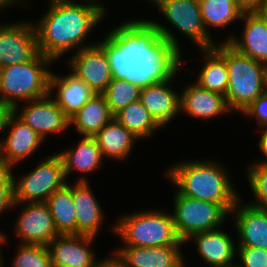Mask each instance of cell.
Returning a JSON list of instances; mask_svg holds the SVG:
<instances>
[{
	"label": "cell",
	"mask_w": 267,
	"mask_h": 267,
	"mask_svg": "<svg viewBox=\"0 0 267 267\" xmlns=\"http://www.w3.org/2000/svg\"><path fill=\"white\" fill-rule=\"evenodd\" d=\"M178 39L157 21L126 20L99 43L105 51L113 79L138 87L176 78L182 57Z\"/></svg>",
	"instance_id": "6da1fadb"
},
{
	"label": "cell",
	"mask_w": 267,
	"mask_h": 267,
	"mask_svg": "<svg viewBox=\"0 0 267 267\" xmlns=\"http://www.w3.org/2000/svg\"><path fill=\"white\" fill-rule=\"evenodd\" d=\"M104 18L99 9L87 3L49 5L45 15L34 24L39 52L56 62L72 49L79 51L94 45H87L86 37Z\"/></svg>",
	"instance_id": "7a4b0ae2"
},
{
	"label": "cell",
	"mask_w": 267,
	"mask_h": 267,
	"mask_svg": "<svg viewBox=\"0 0 267 267\" xmlns=\"http://www.w3.org/2000/svg\"><path fill=\"white\" fill-rule=\"evenodd\" d=\"M165 174L177 186L176 191L179 194L221 204L229 213L241 199L236 189L234 190L225 166L215 160H186L173 164Z\"/></svg>",
	"instance_id": "3957f363"
},
{
	"label": "cell",
	"mask_w": 267,
	"mask_h": 267,
	"mask_svg": "<svg viewBox=\"0 0 267 267\" xmlns=\"http://www.w3.org/2000/svg\"><path fill=\"white\" fill-rule=\"evenodd\" d=\"M110 230L124 246L158 247L183 245L175 229L172 214L163 210H145L122 216Z\"/></svg>",
	"instance_id": "277c9868"
},
{
	"label": "cell",
	"mask_w": 267,
	"mask_h": 267,
	"mask_svg": "<svg viewBox=\"0 0 267 267\" xmlns=\"http://www.w3.org/2000/svg\"><path fill=\"white\" fill-rule=\"evenodd\" d=\"M53 60L38 53L31 61L3 67L0 71V99L17 105L49 94L50 65Z\"/></svg>",
	"instance_id": "5b68a950"
},
{
	"label": "cell",
	"mask_w": 267,
	"mask_h": 267,
	"mask_svg": "<svg viewBox=\"0 0 267 267\" xmlns=\"http://www.w3.org/2000/svg\"><path fill=\"white\" fill-rule=\"evenodd\" d=\"M225 61L229 72L226 102L231 112L241 114L265 92V64L239 53L227 42Z\"/></svg>",
	"instance_id": "8992f818"
},
{
	"label": "cell",
	"mask_w": 267,
	"mask_h": 267,
	"mask_svg": "<svg viewBox=\"0 0 267 267\" xmlns=\"http://www.w3.org/2000/svg\"><path fill=\"white\" fill-rule=\"evenodd\" d=\"M173 200V222L179 238L185 244L195 233L220 229L230 215L221 204L186 197L177 191Z\"/></svg>",
	"instance_id": "52a82bcc"
},
{
	"label": "cell",
	"mask_w": 267,
	"mask_h": 267,
	"mask_svg": "<svg viewBox=\"0 0 267 267\" xmlns=\"http://www.w3.org/2000/svg\"><path fill=\"white\" fill-rule=\"evenodd\" d=\"M67 183L62 158L55 153L19 180L14 177V202H47L54 191Z\"/></svg>",
	"instance_id": "ba28073f"
},
{
	"label": "cell",
	"mask_w": 267,
	"mask_h": 267,
	"mask_svg": "<svg viewBox=\"0 0 267 267\" xmlns=\"http://www.w3.org/2000/svg\"><path fill=\"white\" fill-rule=\"evenodd\" d=\"M165 16L173 27L190 39L198 49H208L217 43L206 31L198 0H147Z\"/></svg>",
	"instance_id": "9c48e42d"
},
{
	"label": "cell",
	"mask_w": 267,
	"mask_h": 267,
	"mask_svg": "<svg viewBox=\"0 0 267 267\" xmlns=\"http://www.w3.org/2000/svg\"><path fill=\"white\" fill-rule=\"evenodd\" d=\"M38 53L34 23L21 21L0 25V65L2 68L29 62Z\"/></svg>",
	"instance_id": "30bf717a"
},
{
	"label": "cell",
	"mask_w": 267,
	"mask_h": 267,
	"mask_svg": "<svg viewBox=\"0 0 267 267\" xmlns=\"http://www.w3.org/2000/svg\"><path fill=\"white\" fill-rule=\"evenodd\" d=\"M21 204L24 207L13 228L20 244L47 246L59 235L49 205L46 202L14 203L13 207Z\"/></svg>",
	"instance_id": "8fae6325"
},
{
	"label": "cell",
	"mask_w": 267,
	"mask_h": 267,
	"mask_svg": "<svg viewBox=\"0 0 267 267\" xmlns=\"http://www.w3.org/2000/svg\"><path fill=\"white\" fill-rule=\"evenodd\" d=\"M67 61L71 72L96 94H102L112 81L107 55L98 43L75 51Z\"/></svg>",
	"instance_id": "7c38bea8"
},
{
	"label": "cell",
	"mask_w": 267,
	"mask_h": 267,
	"mask_svg": "<svg viewBox=\"0 0 267 267\" xmlns=\"http://www.w3.org/2000/svg\"><path fill=\"white\" fill-rule=\"evenodd\" d=\"M51 95L28 101V103L18 111L19 105L14 107V113L26 124H28L43 140L51 133H61L70 127V119L50 98Z\"/></svg>",
	"instance_id": "4fadbf2b"
},
{
	"label": "cell",
	"mask_w": 267,
	"mask_h": 267,
	"mask_svg": "<svg viewBox=\"0 0 267 267\" xmlns=\"http://www.w3.org/2000/svg\"><path fill=\"white\" fill-rule=\"evenodd\" d=\"M94 240L88 235H58L47 245L52 267H100L102 261L96 260L90 245Z\"/></svg>",
	"instance_id": "5bb4252c"
},
{
	"label": "cell",
	"mask_w": 267,
	"mask_h": 267,
	"mask_svg": "<svg viewBox=\"0 0 267 267\" xmlns=\"http://www.w3.org/2000/svg\"><path fill=\"white\" fill-rule=\"evenodd\" d=\"M7 128H10L9 133L0 140V158L7 169L13 170L16 164L38 150L44 140L15 113L11 115Z\"/></svg>",
	"instance_id": "9a60e30c"
},
{
	"label": "cell",
	"mask_w": 267,
	"mask_h": 267,
	"mask_svg": "<svg viewBox=\"0 0 267 267\" xmlns=\"http://www.w3.org/2000/svg\"><path fill=\"white\" fill-rule=\"evenodd\" d=\"M180 246H123L112 257L123 267H180L184 263Z\"/></svg>",
	"instance_id": "2e32d148"
},
{
	"label": "cell",
	"mask_w": 267,
	"mask_h": 267,
	"mask_svg": "<svg viewBox=\"0 0 267 267\" xmlns=\"http://www.w3.org/2000/svg\"><path fill=\"white\" fill-rule=\"evenodd\" d=\"M238 200L230 214L238 233L237 247H255L267 250V211ZM242 205V206H241Z\"/></svg>",
	"instance_id": "e0dca14e"
},
{
	"label": "cell",
	"mask_w": 267,
	"mask_h": 267,
	"mask_svg": "<svg viewBox=\"0 0 267 267\" xmlns=\"http://www.w3.org/2000/svg\"><path fill=\"white\" fill-rule=\"evenodd\" d=\"M241 21L245 22L242 37H227V42L239 53L267 63V24L258 12L243 13Z\"/></svg>",
	"instance_id": "ac0fdd59"
},
{
	"label": "cell",
	"mask_w": 267,
	"mask_h": 267,
	"mask_svg": "<svg viewBox=\"0 0 267 267\" xmlns=\"http://www.w3.org/2000/svg\"><path fill=\"white\" fill-rule=\"evenodd\" d=\"M73 202L77 234L96 237L103 223L104 212L91 191L89 181L82 175L73 184Z\"/></svg>",
	"instance_id": "d6986e66"
},
{
	"label": "cell",
	"mask_w": 267,
	"mask_h": 267,
	"mask_svg": "<svg viewBox=\"0 0 267 267\" xmlns=\"http://www.w3.org/2000/svg\"><path fill=\"white\" fill-rule=\"evenodd\" d=\"M172 80L153 84L141 89L140 102L153 119L163 128L180 112V95L170 87Z\"/></svg>",
	"instance_id": "ffe728a7"
},
{
	"label": "cell",
	"mask_w": 267,
	"mask_h": 267,
	"mask_svg": "<svg viewBox=\"0 0 267 267\" xmlns=\"http://www.w3.org/2000/svg\"><path fill=\"white\" fill-rule=\"evenodd\" d=\"M180 99V112H186L190 117L199 120H210L231 111L225 96L203 89L195 82L184 88L180 94Z\"/></svg>",
	"instance_id": "44dd1931"
},
{
	"label": "cell",
	"mask_w": 267,
	"mask_h": 267,
	"mask_svg": "<svg viewBox=\"0 0 267 267\" xmlns=\"http://www.w3.org/2000/svg\"><path fill=\"white\" fill-rule=\"evenodd\" d=\"M56 90L54 101L70 118L79 111L96 93L72 72L66 76H59L51 72L49 80V94Z\"/></svg>",
	"instance_id": "7402d4cb"
},
{
	"label": "cell",
	"mask_w": 267,
	"mask_h": 267,
	"mask_svg": "<svg viewBox=\"0 0 267 267\" xmlns=\"http://www.w3.org/2000/svg\"><path fill=\"white\" fill-rule=\"evenodd\" d=\"M189 240L195 242L197 252L209 267L232 264L237 255V244L221 229L195 233L186 242Z\"/></svg>",
	"instance_id": "603a6c76"
},
{
	"label": "cell",
	"mask_w": 267,
	"mask_h": 267,
	"mask_svg": "<svg viewBox=\"0 0 267 267\" xmlns=\"http://www.w3.org/2000/svg\"><path fill=\"white\" fill-rule=\"evenodd\" d=\"M205 64L195 80L201 88L225 96L229 72L225 61V42L212 48L201 49Z\"/></svg>",
	"instance_id": "cb8c5ba5"
},
{
	"label": "cell",
	"mask_w": 267,
	"mask_h": 267,
	"mask_svg": "<svg viewBox=\"0 0 267 267\" xmlns=\"http://www.w3.org/2000/svg\"><path fill=\"white\" fill-rule=\"evenodd\" d=\"M114 118L103 94H95L70 119L79 134L94 137Z\"/></svg>",
	"instance_id": "d4e9b609"
},
{
	"label": "cell",
	"mask_w": 267,
	"mask_h": 267,
	"mask_svg": "<svg viewBox=\"0 0 267 267\" xmlns=\"http://www.w3.org/2000/svg\"><path fill=\"white\" fill-rule=\"evenodd\" d=\"M94 137L103 158L119 161L129 156L134 148V143L138 140L125 126L114 118Z\"/></svg>",
	"instance_id": "484cf974"
},
{
	"label": "cell",
	"mask_w": 267,
	"mask_h": 267,
	"mask_svg": "<svg viewBox=\"0 0 267 267\" xmlns=\"http://www.w3.org/2000/svg\"><path fill=\"white\" fill-rule=\"evenodd\" d=\"M75 148L62 150L58 154L64 164L65 177L74 170L84 174H91L101 167L104 160L95 137L83 136Z\"/></svg>",
	"instance_id": "4316f807"
},
{
	"label": "cell",
	"mask_w": 267,
	"mask_h": 267,
	"mask_svg": "<svg viewBox=\"0 0 267 267\" xmlns=\"http://www.w3.org/2000/svg\"><path fill=\"white\" fill-rule=\"evenodd\" d=\"M56 231L59 235L77 234V219L73 202V185L65 184L48 198Z\"/></svg>",
	"instance_id": "83f0119b"
},
{
	"label": "cell",
	"mask_w": 267,
	"mask_h": 267,
	"mask_svg": "<svg viewBox=\"0 0 267 267\" xmlns=\"http://www.w3.org/2000/svg\"><path fill=\"white\" fill-rule=\"evenodd\" d=\"M114 119L125 126L136 138L145 139L162 127L153 119L140 100L132 102L114 115Z\"/></svg>",
	"instance_id": "f1b7e54d"
},
{
	"label": "cell",
	"mask_w": 267,
	"mask_h": 267,
	"mask_svg": "<svg viewBox=\"0 0 267 267\" xmlns=\"http://www.w3.org/2000/svg\"><path fill=\"white\" fill-rule=\"evenodd\" d=\"M206 31L208 28H224L231 22L240 20L243 12L234 0H198ZM208 27V28H207Z\"/></svg>",
	"instance_id": "f546056e"
},
{
	"label": "cell",
	"mask_w": 267,
	"mask_h": 267,
	"mask_svg": "<svg viewBox=\"0 0 267 267\" xmlns=\"http://www.w3.org/2000/svg\"><path fill=\"white\" fill-rule=\"evenodd\" d=\"M141 88L132 82L122 79H113L102 93L106 98L110 111L113 115L139 100Z\"/></svg>",
	"instance_id": "4dcf8cb0"
},
{
	"label": "cell",
	"mask_w": 267,
	"mask_h": 267,
	"mask_svg": "<svg viewBox=\"0 0 267 267\" xmlns=\"http://www.w3.org/2000/svg\"><path fill=\"white\" fill-rule=\"evenodd\" d=\"M19 248L12 260V267H52L47 246L18 244Z\"/></svg>",
	"instance_id": "1f68e13d"
},
{
	"label": "cell",
	"mask_w": 267,
	"mask_h": 267,
	"mask_svg": "<svg viewBox=\"0 0 267 267\" xmlns=\"http://www.w3.org/2000/svg\"><path fill=\"white\" fill-rule=\"evenodd\" d=\"M247 172V181L256 201L250 205L267 211V165L251 164Z\"/></svg>",
	"instance_id": "d6a6232c"
},
{
	"label": "cell",
	"mask_w": 267,
	"mask_h": 267,
	"mask_svg": "<svg viewBox=\"0 0 267 267\" xmlns=\"http://www.w3.org/2000/svg\"><path fill=\"white\" fill-rule=\"evenodd\" d=\"M240 267H267V250L255 247H237Z\"/></svg>",
	"instance_id": "836d02e7"
},
{
	"label": "cell",
	"mask_w": 267,
	"mask_h": 267,
	"mask_svg": "<svg viewBox=\"0 0 267 267\" xmlns=\"http://www.w3.org/2000/svg\"><path fill=\"white\" fill-rule=\"evenodd\" d=\"M14 171L7 169L0 176V216L8 209L14 208Z\"/></svg>",
	"instance_id": "e575fe53"
},
{
	"label": "cell",
	"mask_w": 267,
	"mask_h": 267,
	"mask_svg": "<svg viewBox=\"0 0 267 267\" xmlns=\"http://www.w3.org/2000/svg\"><path fill=\"white\" fill-rule=\"evenodd\" d=\"M242 114L247 118H256V123L261 127L267 121V92L259 95Z\"/></svg>",
	"instance_id": "d590c367"
},
{
	"label": "cell",
	"mask_w": 267,
	"mask_h": 267,
	"mask_svg": "<svg viewBox=\"0 0 267 267\" xmlns=\"http://www.w3.org/2000/svg\"><path fill=\"white\" fill-rule=\"evenodd\" d=\"M14 113V107L0 99V134L6 130L8 121Z\"/></svg>",
	"instance_id": "8d00e7d4"
},
{
	"label": "cell",
	"mask_w": 267,
	"mask_h": 267,
	"mask_svg": "<svg viewBox=\"0 0 267 267\" xmlns=\"http://www.w3.org/2000/svg\"><path fill=\"white\" fill-rule=\"evenodd\" d=\"M234 2L243 13H253L261 9L263 0H234Z\"/></svg>",
	"instance_id": "74e56055"
},
{
	"label": "cell",
	"mask_w": 267,
	"mask_h": 267,
	"mask_svg": "<svg viewBox=\"0 0 267 267\" xmlns=\"http://www.w3.org/2000/svg\"><path fill=\"white\" fill-rule=\"evenodd\" d=\"M258 147L260 148V151L262 152L263 156L267 158V128L263 129V132L261 133V137L258 143ZM261 160V161H256L253 164H258V165H267V159Z\"/></svg>",
	"instance_id": "f35d334b"
},
{
	"label": "cell",
	"mask_w": 267,
	"mask_h": 267,
	"mask_svg": "<svg viewBox=\"0 0 267 267\" xmlns=\"http://www.w3.org/2000/svg\"><path fill=\"white\" fill-rule=\"evenodd\" d=\"M100 267H123L119 262H117L112 256L110 258H104L102 260Z\"/></svg>",
	"instance_id": "ab89813d"
},
{
	"label": "cell",
	"mask_w": 267,
	"mask_h": 267,
	"mask_svg": "<svg viewBox=\"0 0 267 267\" xmlns=\"http://www.w3.org/2000/svg\"><path fill=\"white\" fill-rule=\"evenodd\" d=\"M17 1V2H16ZM18 2H22L21 4L24 3V0L20 1V0H0V12H3L5 9L4 8H10V6L13 7L14 4L18 3ZM3 9V11H1Z\"/></svg>",
	"instance_id": "60d3db41"
},
{
	"label": "cell",
	"mask_w": 267,
	"mask_h": 267,
	"mask_svg": "<svg viewBox=\"0 0 267 267\" xmlns=\"http://www.w3.org/2000/svg\"><path fill=\"white\" fill-rule=\"evenodd\" d=\"M87 4L95 6L97 9H99L104 15L106 14V7H104L105 5L98 2V0H86ZM100 1V0H99ZM95 2V3H94Z\"/></svg>",
	"instance_id": "b9f144b4"
},
{
	"label": "cell",
	"mask_w": 267,
	"mask_h": 267,
	"mask_svg": "<svg viewBox=\"0 0 267 267\" xmlns=\"http://www.w3.org/2000/svg\"><path fill=\"white\" fill-rule=\"evenodd\" d=\"M6 240H7L6 235L3 234V233H0V244L2 245V243H5ZM1 255H2V252H1V249H0V267H3L4 266L3 265L4 264L3 263V257Z\"/></svg>",
	"instance_id": "7bdbcfd3"
},
{
	"label": "cell",
	"mask_w": 267,
	"mask_h": 267,
	"mask_svg": "<svg viewBox=\"0 0 267 267\" xmlns=\"http://www.w3.org/2000/svg\"><path fill=\"white\" fill-rule=\"evenodd\" d=\"M49 1H50V3H48V4H50V5L76 2L75 0L74 1L73 0H49Z\"/></svg>",
	"instance_id": "ee69618b"
},
{
	"label": "cell",
	"mask_w": 267,
	"mask_h": 267,
	"mask_svg": "<svg viewBox=\"0 0 267 267\" xmlns=\"http://www.w3.org/2000/svg\"><path fill=\"white\" fill-rule=\"evenodd\" d=\"M258 12H267V0H263L261 9Z\"/></svg>",
	"instance_id": "f6af8a7d"
},
{
	"label": "cell",
	"mask_w": 267,
	"mask_h": 267,
	"mask_svg": "<svg viewBox=\"0 0 267 267\" xmlns=\"http://www.w3.org/2000/svg\"><path fill=\"white\" fill-rule=\"evenodd\" d=\"M7 170V168L3 165V162L0 158V176Z\"/></svg>",
	"instance_id": "bcb514c9"
},
{
	"label": "cell",
	"mask_w": 267,
	"mask_h": 267,
	"mask_svg": "<svg viewBox=\"0 0 267 267\" xmlns=\"http://www.w3.org/2000/svg\"><path fill=\"white\" fill-rule=\"evenodd\" d=\"M265 92H267V63L265 64Z\"/></svg>",
	"instance_id": "7dc6e473"
},
{
	"label": "cell",
	"mask_w": 267,
	"mask_h": 267,
	"mask_svg": "<svg viewBox=\"0 0 267 267\" xmlns=\"http://www.w3.org/2000/svg\"><path fill=\"white\" fill-rule=\"evenodd\" d=\"M214 267H240V265L235 264H229V265H222V266H214Z\"/></svg>",
	"instance_id": "c3c4849f"
},
{
	"label": "cell",
	"mask_w": 267,
	"mask_h": 267,
	"mask_svg": "<svg viewBox=\"0 0 267 267\" xmlns=\"http://www.w3.org/2000/svg\"><path fill=\"white\" fill-rule=\"evenodd\" d=\"M258 13L263 17V19L265 20L267 24V12H258Z\"/></svg>",
	"instance_id": "681fc988"
},
{
	"label": "cell",
	"mask_w": 267,
	"mask_h": 267,
	"mask_svg": "<svg viewBox=\"0 0 267 267\" xmlns=\"http://www.w3.org/2000/svg\"><path fill=\"white\" fill-rule=\"evenodd\" d=\"M261 127L267 128V121Z\"/></svg>",
	"instance_id": "f907efd6"
},
{
	"label": "cell",
	"mask_w": 267,
	"mask_h": 267,
	"mask_svg": "<svg viewBox=\"0 0 267 267\" xmlns=\"http://www.w3.org/2000/svg\"><path fill=\"white\" fill-rule=\"evenodd\" d=\"M186 265H185V262L180 266V267H185Z\"/></svg>",
	"instance_id": "816d5d0a"
}]
</instances>
